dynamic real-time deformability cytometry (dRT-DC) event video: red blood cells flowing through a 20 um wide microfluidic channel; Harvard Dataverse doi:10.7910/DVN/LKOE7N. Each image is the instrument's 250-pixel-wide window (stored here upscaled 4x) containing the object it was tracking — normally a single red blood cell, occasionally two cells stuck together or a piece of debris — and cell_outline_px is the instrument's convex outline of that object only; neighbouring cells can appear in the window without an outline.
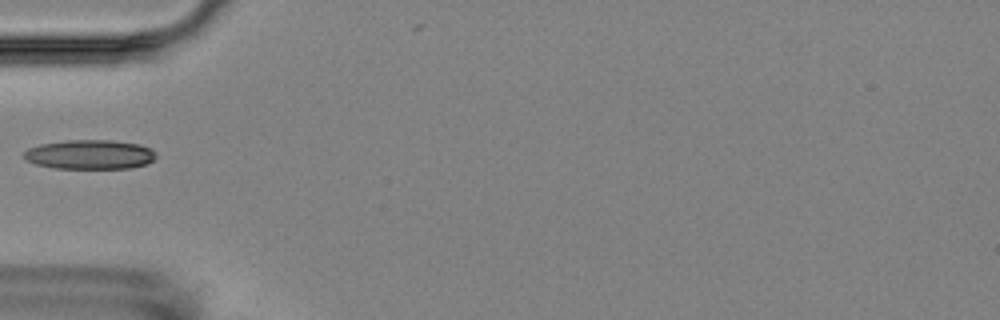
{"species": "Egyptian fruit bat (a non-hibernating species)", "species_latin": "Rousettus aegyptiacus", "temperature_condition": "room temperature", "stored_images_in_passage": 1, "camera_frame_rate_fps": 3000, "um_per_image_px": 0.085, "animal": {"sex": "female"}, "frame": {"image": 1, "passage_image": 1, "time_ms": 0.0, "image_size_px": [1000, 320], "cell_outline_px": [[156, 156], [148, 164], [132, 168], [52, 168], [36, 164], [28, 160], [24, 156], [24, 152], [28, 148], [40, 144], [68, 140], [112, 140], [140, 144], [152, 148], [156, 152]], "centroid_in_image_um": [7.68, 13.13], "position_along_channel_um": 77.3, "area_um2": 22.72}}